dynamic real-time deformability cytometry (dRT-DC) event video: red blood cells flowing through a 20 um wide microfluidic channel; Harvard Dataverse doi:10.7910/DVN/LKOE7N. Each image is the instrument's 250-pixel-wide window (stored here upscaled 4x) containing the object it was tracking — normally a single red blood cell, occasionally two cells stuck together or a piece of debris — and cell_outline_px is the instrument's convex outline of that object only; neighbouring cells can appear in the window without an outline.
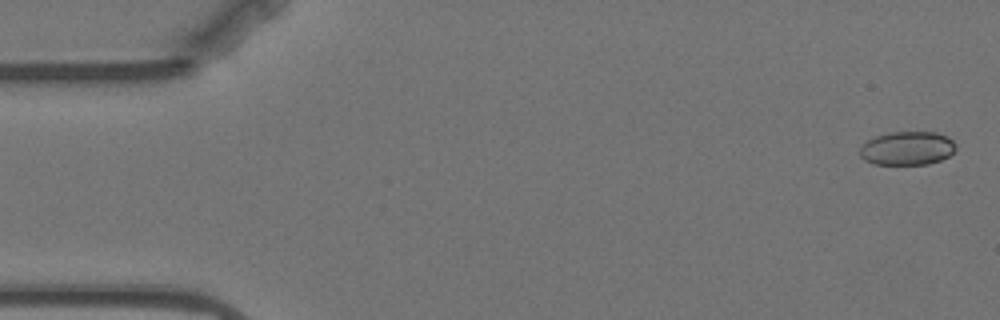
{"species": "Egyptian fruit bat (a non-hibernating species)", "species_latin": "Rousettus aegyptiacus", "temperature_condition": "warm", "stored_images_in_passage": 56, "camera_frame_rate_fps": 3000, "um_per_image_px": 0.085, "animal": {"sex": "female"}, "frame": {"image": 1, "passage_image": 2, "time_ms": 0.333, "image_size_px": [1000, 320], "cell_outline_px": [[956, 148], [948, 156], [940, 160], [928, 164], [872, 164], [864, 160], [860, 156], [860, 148], [868, 140], [876, 136], [892, 132], [936, 132], [948, 136], [952, 140]], "centroid_in_image_um": [77.11, 12.6], "position_along_channel_um": 7.9, "area_um2": 18.73}}
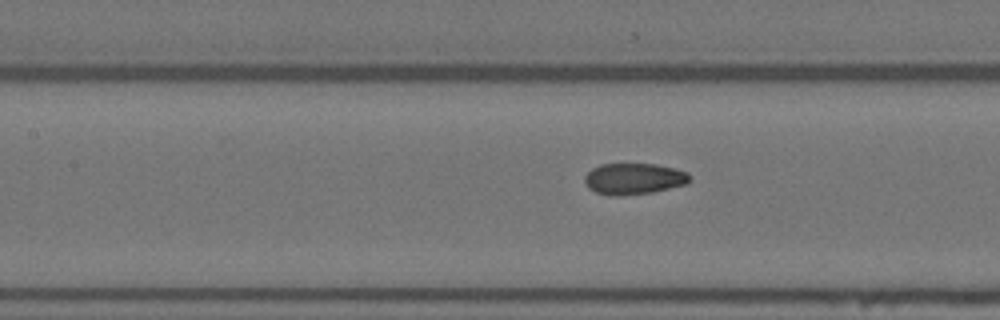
{"frame": {"image": 2, "passage_image": 25, "time_ms": 8.0, "image_size_px": [1000, 320], "cell_outline_px": [[692, 176], [684, 184], [652, 192], [616, 196], [608, 196], [596, 192], [588, 188], [584, 184], [584, 176], [592, 168], [600, 164], [656, 164], [688, 172]], "centroid_in_image_um": [53.81, 15.19], "position_along_channel_um": 153.6, "area_um2": 19.07}}
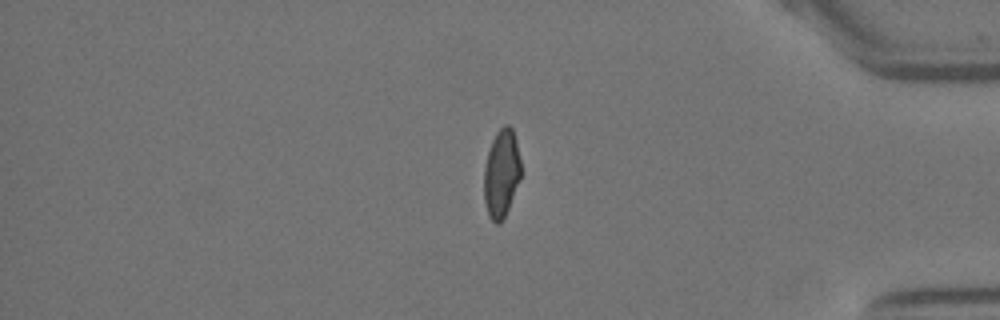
{"frame": {"image": 3, "passage_image": 48, "time_ms": 15.667, "image_size_px": [1000, 320], "cell_outline_px": [[520, 176], [508, 208], [500, 224], [496, 224], [488, 216], [484, 200], [484, 168], [488, 152], [492, 140], [496, 132], [504, 124], [508, 124], [512, 128], [516, 140], [520, 160]], "centroid_in_image_um": [42.6, 14.72], "position_along_channel_um": 392.6, "area_um2": 18.73}, "authors_computed_cell_mechanics": {"area_um2": 19.2185, "velocity_mm_per_s": 3.5307, "shape_relaxation_time_tau1_ms": 6.1444, "shape_relaxation_time_tau2_ms": 1.7323, "deformation_change_tau1": 0.1647, "deformation_change_tau2": 0.0643}}